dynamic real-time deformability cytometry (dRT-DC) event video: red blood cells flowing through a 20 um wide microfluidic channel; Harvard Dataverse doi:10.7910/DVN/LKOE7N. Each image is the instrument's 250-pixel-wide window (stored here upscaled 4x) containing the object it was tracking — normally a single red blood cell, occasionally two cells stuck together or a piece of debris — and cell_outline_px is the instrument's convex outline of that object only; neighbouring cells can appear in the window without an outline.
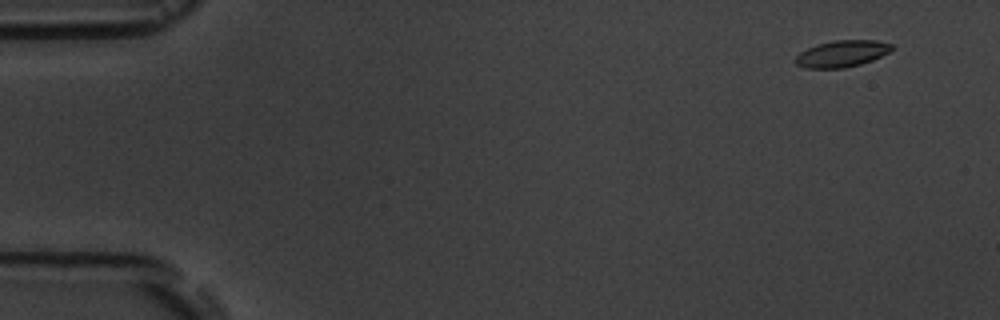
{"species": "common noctule bat (a hibernating species)", "species_latin": "Nyctalus noctula", "temperature_condition": "room temperature", "stored_images_in_passage": 6, "camera_frame_rate_fps": 3000, "um_per_image_px": 0.085, "animal": {"sex": "male", "body_mass_g": 19.5, "forearm_length_mm": 54.6}, "frame": {"image": 1, "passage_image": 1, "time_ms": 0.0, "image_size_px": [1000, 320], "cell_outline_px": [[896, 48], [872, 60], [860, 64], [844, 68], [804, 68], [796, 64], [792, 60], [800, 52], [816, 44], [832, 40], [876, 40], [892, 44]], "centroid_in_image_um": [71.54, 4.56], "position_along_channel_um": 13.5, "area_um2": 15.09}}
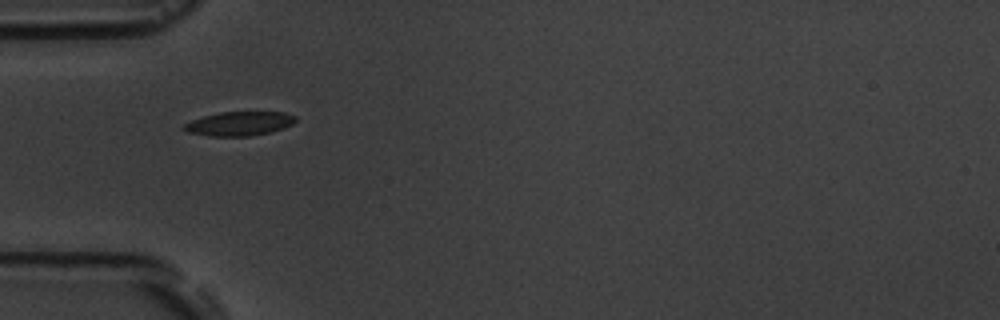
{"frame": {"image": 2, "passage_image": 5, "time_ms": 4.667, "image_size_px": [1000, 320], "cell_outline_px": [[296, 120], [292, 124], [284, 128], [268, 132], [248, 136], [212, 136], [188, 132], [180, 128], [184, 124], [192, 120], [204, 116], [220, 112], [284, 112], [296, 116]], "centroid_in_image_um": [20.33, 10.5], "position_along_channel_um": 64.7, "area_um2": 15.55}}
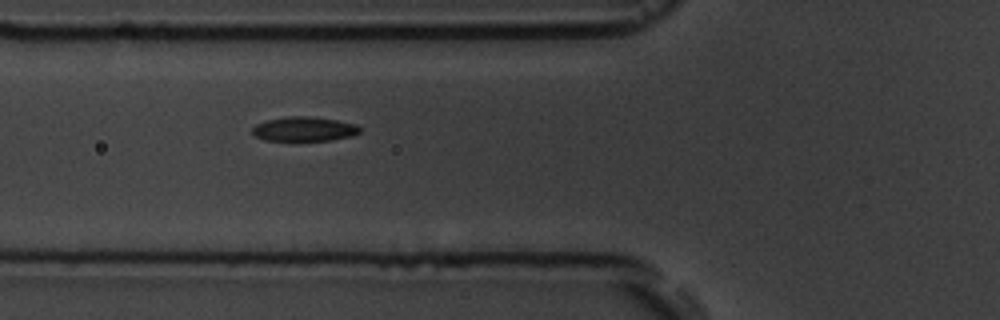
{"frame": {"image": 3, "passage_image": 6, "time_ms": 5.667, "image_size_px": [1000, 320], "cell_outline_px": [[360, 132], [352, 136], [328, 140], [264, 140], [256, 136], [252, 132], [252, 128], [256, 124], [268, 120], [288, 116], [308, 116], [336, 120], [356, 124], [360, 128]], "centroid_in_image_um": [25.85, 10.96], "position_along_channel_um": 99.9, "area_um2": 15.09}}